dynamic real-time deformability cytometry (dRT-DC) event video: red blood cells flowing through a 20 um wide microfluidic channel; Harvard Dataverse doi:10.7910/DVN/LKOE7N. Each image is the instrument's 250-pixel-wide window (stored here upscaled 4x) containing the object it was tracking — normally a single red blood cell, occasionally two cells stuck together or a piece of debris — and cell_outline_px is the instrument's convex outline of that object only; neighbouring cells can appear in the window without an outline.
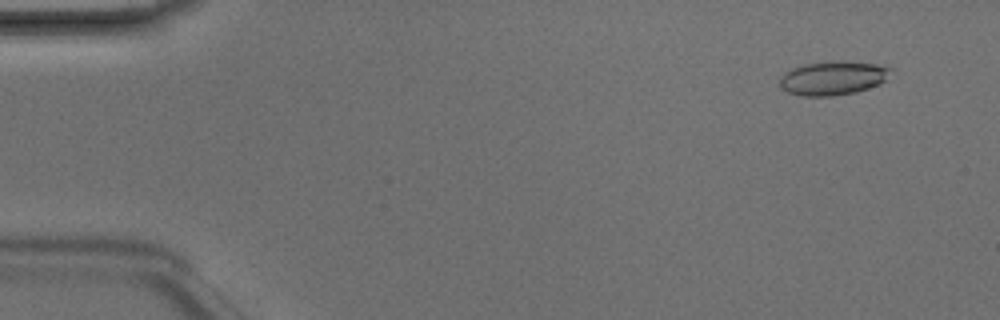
{"species": "Egyptian fruit bat (a non-hibernating species)", "species_latin": "Rousettus aegyptiacus", "temperature_condition": "room temperature", "stored_images_in_passage": 48, "camera_frame_rate_fps": 3000, "um_per_image_px": 0.085, "animal": {"sex": "male"}, "frame": {"image": 1, "passage_image": 4, "time_ms": 1.0, "image_size_px": [1000, 320], "cell_outline_px": [[896, 68], [880, 84], [856, 92], [832, 96], [800, 96], [788, 92], [780, 88], [780, 80], [784, 72], [792, 68], [804, 64], [832, 60], [844, 60], [888, 64]], "centroid_in_image_um": [70.88, 6.6], "position_along_channel_um": 14.1, "area_um2": 22.66}}
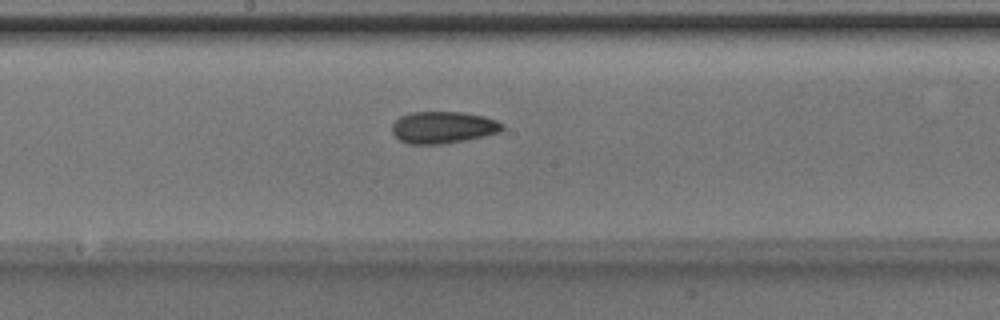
{"frame": {"image": 2, "passage_image": 26, "time_ms": 8.333, "image_size_px": [1000, 320], "cell_outline_px": [[504, 128], [500, 132], [484, 136], [444, 144], [408, 144], [400, 140], [392, 132], [392, 124], [400, 116], [412, 112], [464, 112], [484, 116], [496, 120], [504, 124]], "centroid_in_image_um": [37.67, 10.82], "position_along_channel_um": 210.5, "area_um2": 20.58}}
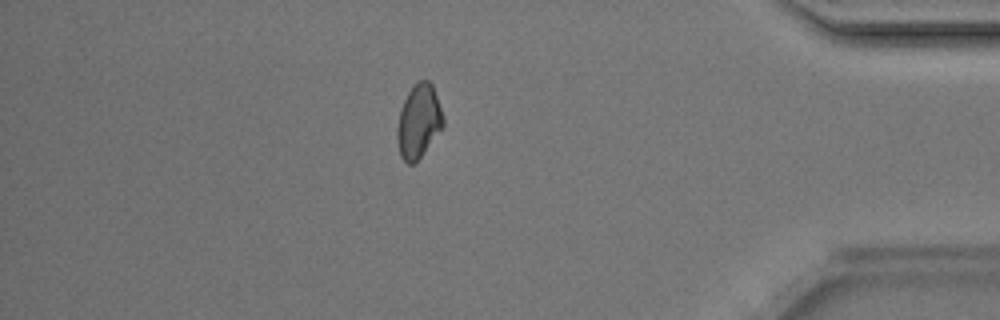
{"frame": {"image": 3, "passage_image": 42, "time_ms": 13.667, "image_size_px": [1000, 320], "cell_outline_px": [[444, 124], [420, 156], [412, 164], [408, 164], [400, 156], [396, 136], [396, 132], [400, 112], [404, 100], [408, 92], [420, 80], [428, 80], [432, 84], [444, 120]], "centroid_in_image_um": [35.56, 10.31], "position_along_channel_um": 399.6, "area_um2": 19.07}, "authors_computed_cell_mechanics": {"area_um2": 20.1722, "velocity_mm_per_s": 4.2159, "shape_relaxation_time_tau1_ms": 7.4226, "shape_relaxation_time_tau2_ms": 5.9151, "deformation_change_tau1": 0.1448, "deformation_change_tau2": 0.1127}}